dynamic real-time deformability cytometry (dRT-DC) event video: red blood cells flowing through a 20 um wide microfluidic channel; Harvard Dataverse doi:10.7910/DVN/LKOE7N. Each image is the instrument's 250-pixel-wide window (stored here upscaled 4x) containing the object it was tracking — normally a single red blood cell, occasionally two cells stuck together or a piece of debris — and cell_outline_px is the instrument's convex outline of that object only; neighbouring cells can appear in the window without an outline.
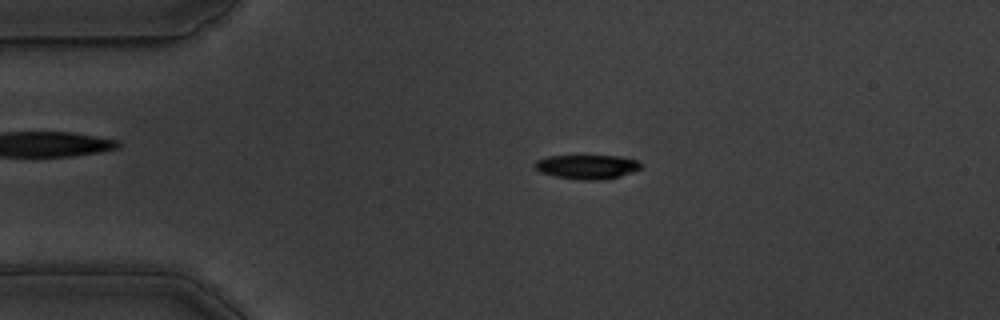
{"species": "common noctule bat (a hibernating species)", "species_latin": "Nyctalus noctula", "temperature_condition": "warm", "stored_images_in_passage": 57, "camera_frame_rate_fps": 3000, "um_per_image_px": 0.085, "animal": {"sex": "male", "body_mass_g": 19.5, "forearm_length_mm": 54.6}, "frame": {"image": 1, "passage_image": 12, "time_ms": 3.667, "image_size_px": [1000, 320], "cell_outline_px": [[640, 168], [632, 172], [620, 176], [596, 180], [584, 180], [556, 176], [540, 172], [532, 164], [536, 160], [548, 156], [620, 156], [636, 160], [640, 164]], "centroid_in_image_um": [49.86, 14.17], "position_along_channel_um": 35.1, "area_um2": 14.74}}
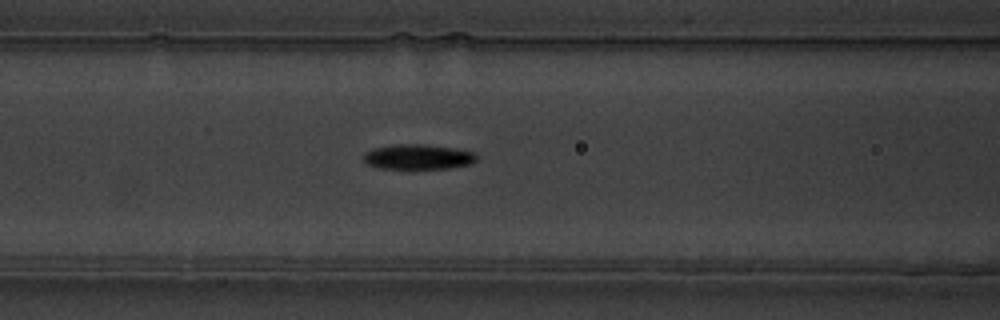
{"frame": {"image": 2, "passage_image": 23, "time_ms": 7.333, "image_size_px": [1000, 320], "cell_outline_px": [[476, 160], [472, 164], [448, 168], [380, 168], [368, 164], [364, 160], [364, 152], [372, 148], [392, 144], [424, 144], [452, 148], [476, 152]], "centroid_in_image_um": [35.53, 13.32], "position_along_channel_um": 131.1, "area_um2": 16.47}}
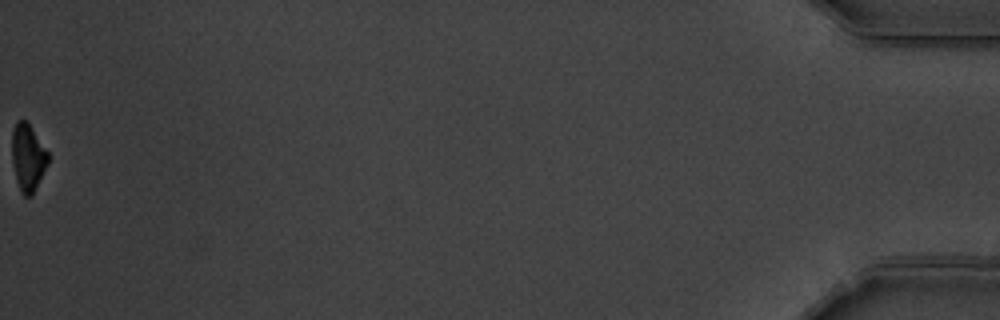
{"frame": {"image": 3, "passage_image": 57, "time_ms": 18.667, "image_size_px": [1000, 320], "cell_outline_px": [[48, 164], [32, 196], [24, 196], [20, 192], [16, 180], [12, 160], [12, 128], [16, 120], [24, 120], [28, 124], [48, 152]], "centroid_in_image_um": [2.35, 13.41], "position_along_channel_um": 432.8, "area_um2": 14.05}, "authors_computed_cell_mechanics": {"area_um2": 16.0106, "velocity_mm_per_s": 3.5682, "shape_relaxation_time_tau1_ms": 2.5616, "shape_relaxation_time_tau2_ms": null, "deformation_change_tau1": 0.1515, "deformation_change_tau2": null}}